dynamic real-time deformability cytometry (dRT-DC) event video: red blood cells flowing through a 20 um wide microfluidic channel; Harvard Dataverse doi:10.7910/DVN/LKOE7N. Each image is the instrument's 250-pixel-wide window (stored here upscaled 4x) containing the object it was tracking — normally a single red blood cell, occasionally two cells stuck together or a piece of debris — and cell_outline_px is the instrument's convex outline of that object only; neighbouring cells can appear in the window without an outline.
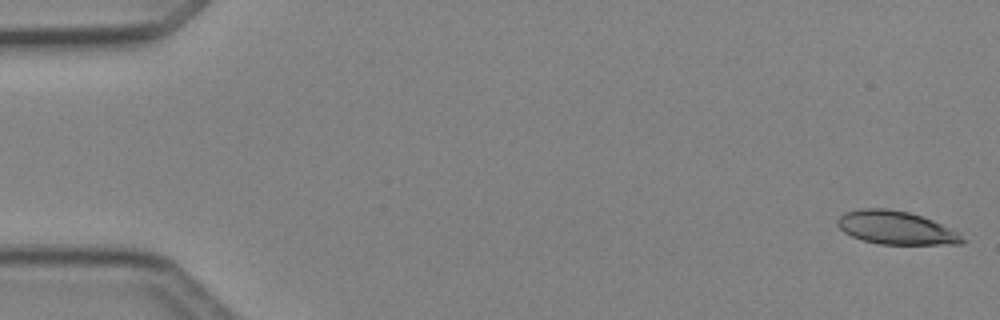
{"species": "Egyptian fruit bat (a non-hibernating species)", "species_latin": "Rousettus aegyptiacus", "temperature_condition": "cold", "stored_images_in_passage": 48, "camera_frame_rate_fps": 3000, "um_per_image_px": 0.085, "animal": {"sex": "female"}, "frame": {"image": 1, "passage_image": 1, "time_ms": 0.0, "image_size_px": [1000, 320], "cell_outline_px": [[968, 240], [964, 244], [880, 244], [864, 240], [852, 236], [844, 232], [836, 224], [836, 220], [844, 212], [860, 208], [888, 208], [908, 212], [932, 220], [960, 232]], "centroid_in_image_um": [76.19, 19.36], "position_along_channel_um": 8.8, "area_um2": 24.39}}
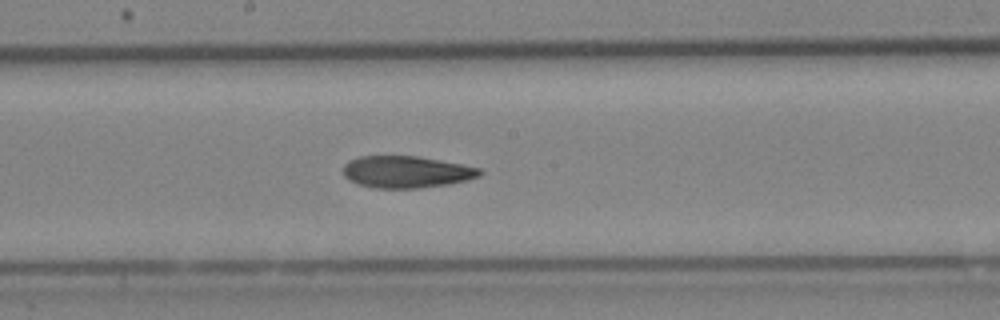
{"frame": {"image": 2, "passage_image": 26, "time_ms": 8.333, "image_size_px": [1000, 320], "cell_outline_px": [[484, 172], [480, 176], [468, 180], [448, 184], [420, 188], [372, 188], [356, 184], [348, 180], [344, 176], [344, 164], [348, 160], [360, 156], [416, 156], [460, 164], [480, 168]], "centroid_in_image_um": [34.52, 14.62], "position_along_channel_um": 213.7, "area_um2": 25.49}}
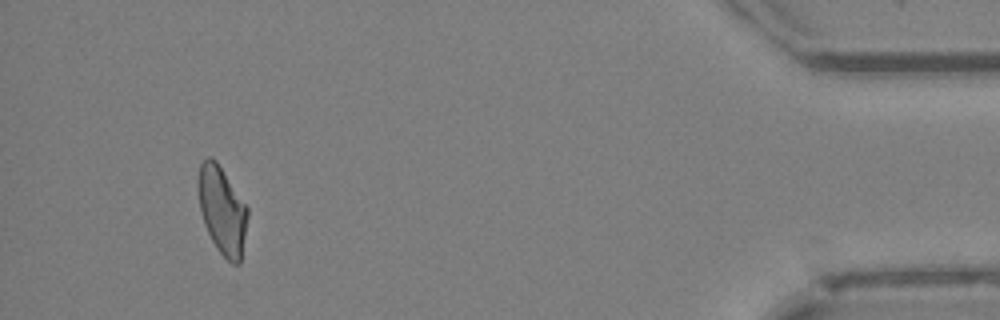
{"frame": {"image": 3, "passage_image": 45, "time_ms": 14.667, "image_size_px": [1000, 320], "cell_outline_px": [[248, 216], [240, 264], [232, 264], [216, 248], [204, 224], [200, 212], [196, 184], [196, 180], [200, 164], [208, 156], [212, 156], [216, 160], [248, 208]], "centroid_in_image_um": [18.85, 17.85], "position_along_channel_um": 416.4, "area_um2": 25.37}, "authors_computed_cell_mechanics": {"area_um2": 25.5476, "velocity_mm_per_s": 4.24, "shape_relaxation_time_tau1_ms": 4.4001, "shape_relaxation_time_tau2_ms": 4.1633, "deformation_change_tau1": 0.1508, "deformation_change_tau2": 0.1343}}